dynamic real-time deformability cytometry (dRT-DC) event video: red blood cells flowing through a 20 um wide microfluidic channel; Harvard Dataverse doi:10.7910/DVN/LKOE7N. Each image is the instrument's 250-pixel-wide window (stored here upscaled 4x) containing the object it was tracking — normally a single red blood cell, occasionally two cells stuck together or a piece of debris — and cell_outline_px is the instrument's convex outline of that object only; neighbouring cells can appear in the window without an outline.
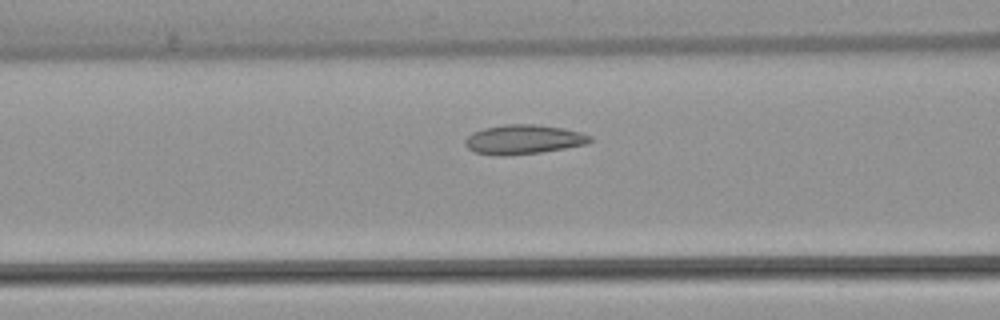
{"species": "common noctule bat (a hibernating species)", "species_latin": "Nyctalus noctula", "temperature_condition": "warm", "stored_images_in_passage": 37, "camera_frame_rate_fps": 3000, "um_per_image_px": 0.085, "animal": {"sex": "female", "body_mass_g": 22.7, "forearm_length_mm": 54.2}, "frame": {"image": 1, "passage_image": 13, "time_ms": 4.0, "image_size_px": [1000, 320], "cell_outline_px": [[592, 140], [584, 144], [564, 148], [540, 152], [508, 156], [496, 156], [476, 152], [468, 148], [464, 144], [464, 140], [472, 132], [484, 128], [504, 124], [532, 124], [564, 128], [580, 132], [592, 136]], "centroid_in_image_um": [44.46, 11.85], "position_along_channel_um": 122.1, "area_um2": 21.39}}
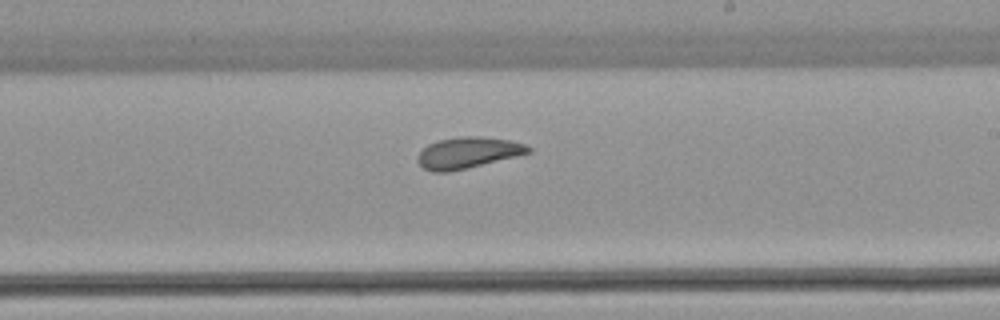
{"frame": {"image": 2, "passage_image": 23, "time_ms": 7.333, "image_size_px": [1000, 320], "cell_outline_px": [[532, 152], [516, 156], [448, 172], [432, 172], [424, 168], [416, 160], [416, 156], [428, 144], [440, 140], [460, 136], [480, 136], [508, 140], [524, 144], [532, 148]], "centroid_in_image_um": [39.74, 12.98], "position_along_channel_um": 249.3, "area_um2": 19.88}}
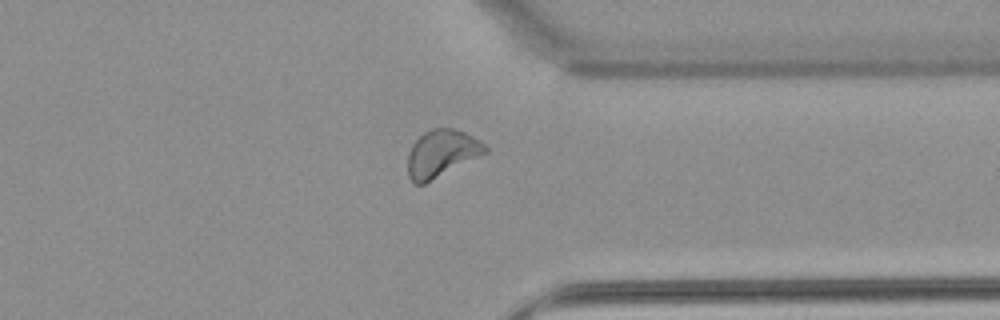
{"frame": {"image": 3, "passage_image": 33, "time_ms": 10.667, "image_size_px": [1000, 320], "cell_outline_px": [[488, 152], [424, 184], [416, 184], [408, 176], [408, 152], [412, 144], [424, 132], [432, 128], [452, 128], [464, 132], [480, 140], [488, 148]], "centroid_in_image_um": [37.53, 13.03], "position_along_channel_um": 373.9, "area_um2": 21.15}}